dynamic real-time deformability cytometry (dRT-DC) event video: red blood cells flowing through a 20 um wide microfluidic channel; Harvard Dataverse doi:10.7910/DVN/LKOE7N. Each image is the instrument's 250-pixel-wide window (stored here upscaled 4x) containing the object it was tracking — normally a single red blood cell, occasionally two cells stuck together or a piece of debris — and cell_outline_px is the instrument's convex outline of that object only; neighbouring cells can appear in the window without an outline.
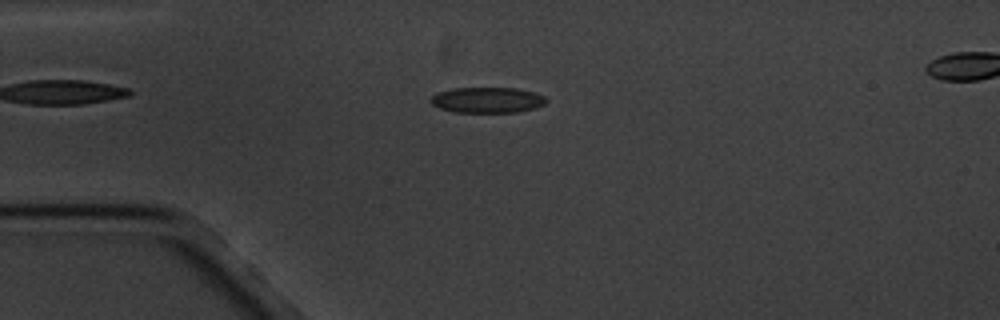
{"species": "common noctule bat (a hibernating species)", "species_latin": "Nyctalus noctula", "temperature_condition": "cold", "stored_images_in_passage": 5, "camera_frame_rate_fps": 3000, "um_per_image_px": 0.085, "animal": {"sex": "male", "body_mass_g": 20.1, "forearm_length_mm": 53.5}, "frame": {"image": 1, "passage_image": 2, "time_ms": 1.333, "image_size_px": [1000, 320], "cell_outline_px": [[548, 100], [544, 104], [536, 108], [516, 112], [452, 112], [440, 108], [432, 104], [428, 100], [436, 92], [452, 88], [516, 88], [536, 92], [544, 96]], "centroid_in_image_um": [41.41, 8.5], "position_along_channel_um": 43.6, "area_um2": 17.46}}
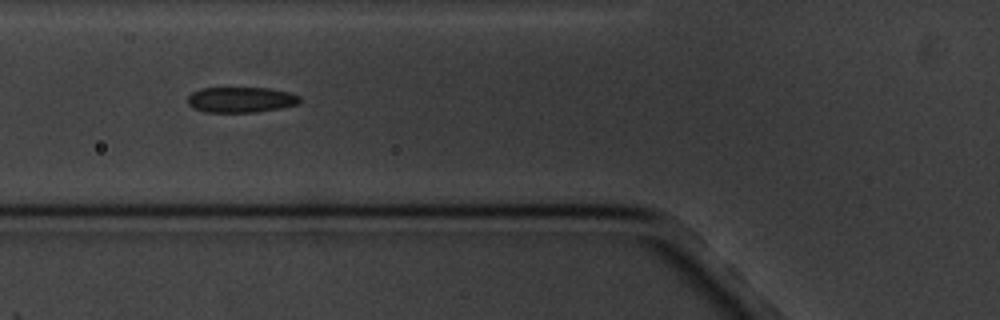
{"frame": {"image": 2, "passage_image": 4, "time_ms": 3.667, "image_size_px": [1000, 320], "cell_outline_px": [[300, 104], [280, 108], [256, 112], [204, 112], [192, 108], [188, 104], [188, 96], [192, 92], [200, 88], [268, 88], [288, 92], [300, 96]], "centroid_in_image_um": [20.46, 8.48], "position_along_channel_um": 105.3, "area_um2": 16.76}}
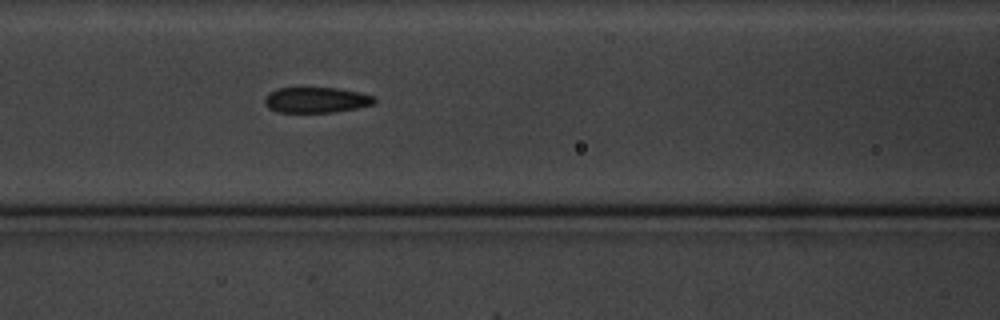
{"frame": {"image": 3, "passage_image": 5, "time_ms": 4.667, "image_size_px": [1000, 320], "cell_outline_px": [[376, 100], [372, 104], [356, 108], [332, 112], [276, 112], [268, 108], [264, 104], [264, 100], [268, 92], [280, 88], [340, 88], [360, 92], [376, 96]], "centroid_in_image_um": [26.87, 8.49], "position_along_channel_um": 139.7, "area_um2": 16.42}}